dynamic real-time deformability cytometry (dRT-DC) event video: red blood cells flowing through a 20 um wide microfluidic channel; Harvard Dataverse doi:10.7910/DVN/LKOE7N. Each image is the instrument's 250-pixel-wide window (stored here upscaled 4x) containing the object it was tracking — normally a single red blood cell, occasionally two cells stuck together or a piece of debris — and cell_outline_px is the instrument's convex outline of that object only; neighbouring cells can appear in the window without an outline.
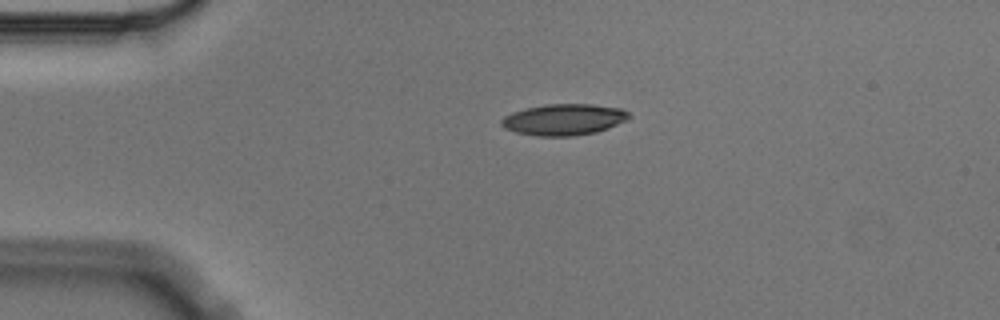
{"species": "Egyptian fruit bat (a non-hibernating species)", "species_latin": "Rousettus aegyptiacus", "temperature_condition": "cold", "stored_images_in_passage": 1, "camera_frame_rate_fps": 3000, "um_per_image_px": 0.085, "animal": {"sex": "male"}, "frame": {"image": 1, "passage_image": 1, "time_ms": 0.0, "image_size_px": [1000, 320], "cell_outline_px": [[632, 116], [628, 120], [608, 128], [596, 132], [572, 136], [536, 136], [516, 132], [504, 128], [500, 124], [500, 120], [504, 116], [512, 112], [524, 108], [544, 104], [592, 104], [620, 108], [628, 112]], "centroid_in_image_um": [47.92, 10.16], "position_along_channel_um": 37.1, "area_um2": 23.47}}